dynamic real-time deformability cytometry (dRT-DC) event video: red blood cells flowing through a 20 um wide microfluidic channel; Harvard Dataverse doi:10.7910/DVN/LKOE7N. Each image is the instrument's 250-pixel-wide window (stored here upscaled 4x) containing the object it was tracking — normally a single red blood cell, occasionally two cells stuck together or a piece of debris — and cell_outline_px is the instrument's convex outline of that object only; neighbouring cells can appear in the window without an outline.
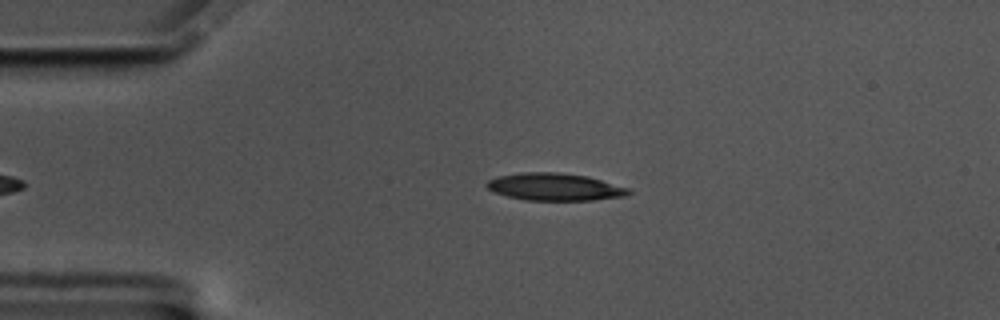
{"species": "common noctule bat (a hibernating species)", "species_latin": "Nyctalus noctula", "temperature_condition": "cold", "stored_images_in_passage": 43, "camera_frame_rate_fps": 3000, "um_per_image_px": 0.085, "animal": {"sex": "male", "body_mass_g": 17.5, "forearm_length_mm": 52.3}, "frame": {"image": 1, "passage_image": 4, "time_ms": 1.0, "image_size_px": [1000, 320], "cell_outline_px": [[632, 192], [624, 196], [592, 200], [528, 200], [508, 196], [496, 192], [488, 188], [484, 184], [488, 180], [496, 176], [520, 172], [560, 172], [588, 176], [628, 188]], "centroid_in_image_um": [47.13, 15.87], "position_along_channel_um": 37.9, "area_um2": 22.54}}
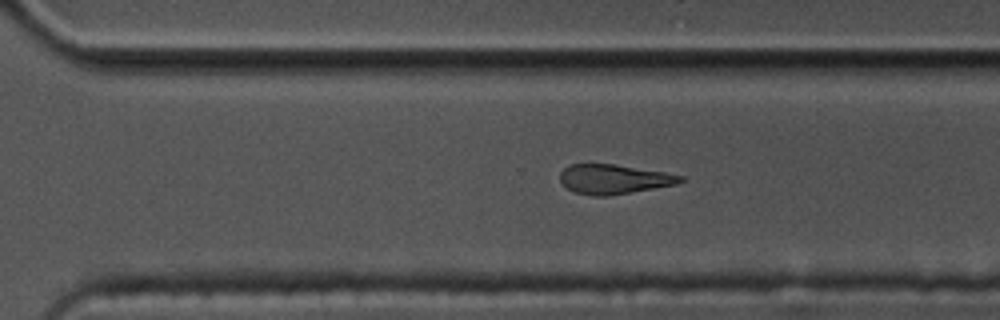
{"frame": {"image": 2, "passage_image": 31, "time_ms": 10.0, "image_size_px": [1000, 320], "cell_outline_px": [[684, 180], [676, 184], [608, 196], [592, 196], [572, 192], [560, 180], [560, 172], [568, 164], [616, 164], [664, 172], [684, 176]], "centroid_in_image_um": [52.15, 15.22], "position_along_channel_um": 318.5, "area_um2": 20.69}}
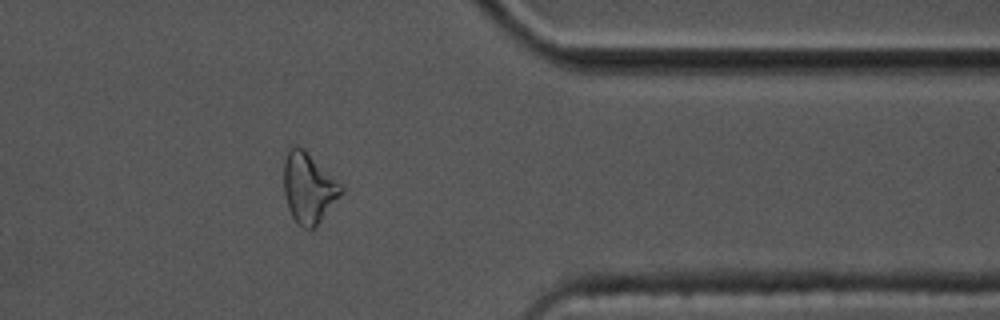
{"frame": {"image": 3, "passage_image": 38, "time_ms": 12.333, "image_size_px": [1000, 320], "cell_outline_px": [[344, 192], [316, 228], [304, 228], [292, 216], [288, 208], [284, 192], [284, 160], [288, 144], [296, 144], [304, 148], [344, 184]], "centroid_in_image_um": [26.26, 15.91], "position_along_channel_um": 385.1, "area_um2": 24.28}, "authors_computed_cell_mechanics": {"area_um2": 22.3108, "velocity_mm_per_s": 3.4578, "shape_relaxation_time_tau1_ms": 5.2673, "shape_relaxation_time_tau2_ms": 3.3893, "deformation_change_tau1": 0.1693, "deformation_change_tau2": 0.1421}}